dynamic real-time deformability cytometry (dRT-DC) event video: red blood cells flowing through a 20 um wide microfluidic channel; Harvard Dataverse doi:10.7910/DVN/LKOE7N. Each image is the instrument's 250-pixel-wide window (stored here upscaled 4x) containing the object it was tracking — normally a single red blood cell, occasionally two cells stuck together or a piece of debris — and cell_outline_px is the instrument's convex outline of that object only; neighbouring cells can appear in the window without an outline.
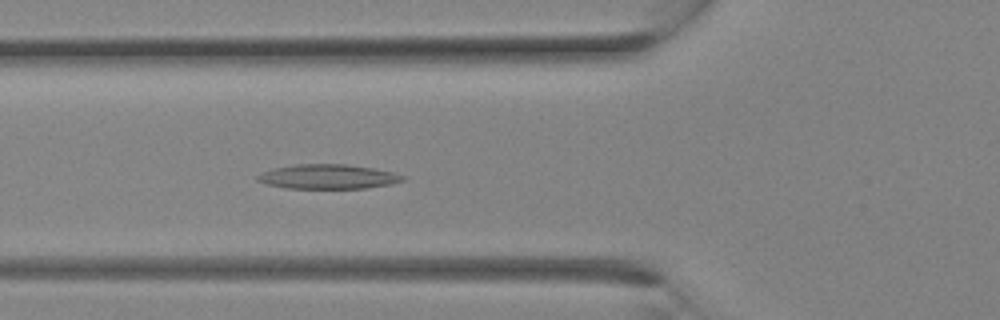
{"species": "Egyptian fruit bat (a non-hibernating species)", "species_latin": "Rousettus aegyptiacus", "temperature_condition": "room temperature", "stored_images_in_passage": 10, "camera_frame_rate_fps": 3000, "um_per_image_px": 0.085, "animal": {"sex": "female"}, "frame": {"image": 1, "passage_image": 10, "time_ms": 3.0, "image_size_px": [1000, 320], "cell_outline_px": [[408, 176], [404, 180], [392, 184], [364, 188], [284, 188], [264, 184], [256, 180], [256, 176], [272, 168], [292, 164], [348, 164], [372, 168], [392, 172]], "centroid_in_image_um": [27.86, 15.01], "position_along_channel_um": 97.9, "area_um2": 20.92}}